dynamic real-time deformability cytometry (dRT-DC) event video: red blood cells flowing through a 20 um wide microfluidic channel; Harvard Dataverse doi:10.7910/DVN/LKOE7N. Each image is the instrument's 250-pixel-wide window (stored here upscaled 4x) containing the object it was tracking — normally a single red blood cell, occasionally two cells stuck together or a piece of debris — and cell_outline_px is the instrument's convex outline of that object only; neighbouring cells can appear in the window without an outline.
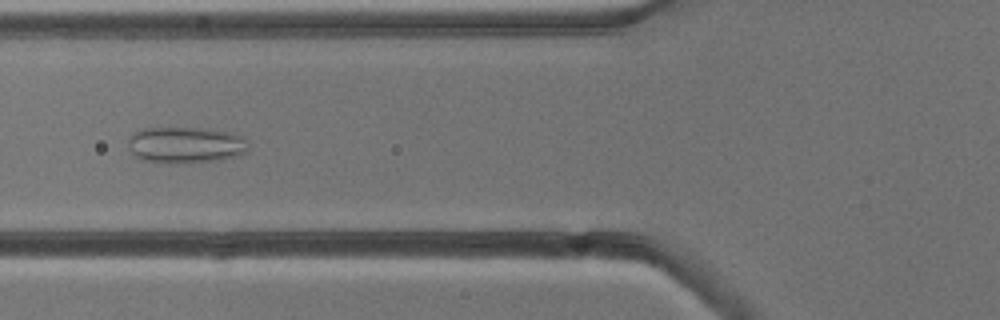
{"species": "common noctule bat (a hibernating species)", "species_latin": "Nyctalus noctula", "temperature_condition": "cold", "stored_images_in_passage": 7, "camera_frame_rate_fps": 3000, "um_per_image_px": 0.085, "animal": {"sex": "male", "body_mass_g": 13.3}, "frame": {"image": 1, "passage_image": 4, "time_ms": 3.667, "image_size_px": [1000, 320], "cell_outline_px": [[248, 148], [244, 152], [220, 160], [188, 164], [160, 164], [140, 160], [132, 152], [128, 144], [128, 140], [136, 132], [144, 128], [200, 128], [228, 132], [240, 136], [244, 140]], "centroid_in_image_um": [15.71, 12.36], "position_along_channel_um": 110.1, "area_um2": 25.49}}